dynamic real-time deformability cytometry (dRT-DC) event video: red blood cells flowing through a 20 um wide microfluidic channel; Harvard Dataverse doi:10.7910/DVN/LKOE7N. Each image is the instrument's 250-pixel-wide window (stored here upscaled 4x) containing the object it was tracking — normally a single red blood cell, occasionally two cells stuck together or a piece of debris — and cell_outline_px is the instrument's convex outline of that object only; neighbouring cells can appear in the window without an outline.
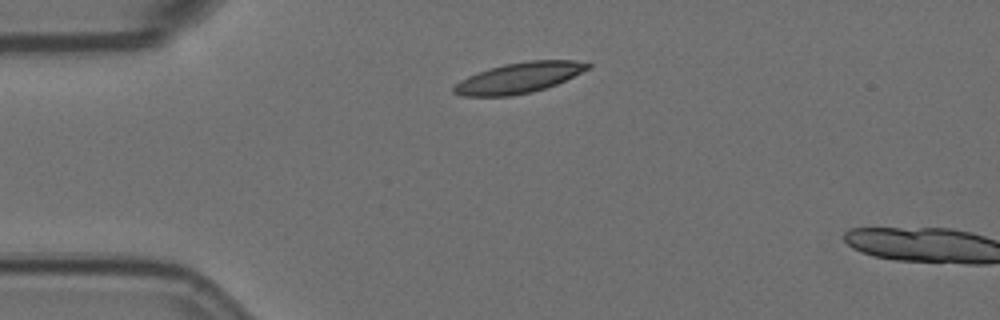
{"species": "Egyptian fruit bat (a non-hibernating species)", "species_latin": "Rousettus aegyptiacus", "temperature_condition": "room temperature", "stored_images_in_passage": 2, "camera_frame_rate_fps": 3000, "um_per_image_px": 0.085, "animal": {"sex": "female"}, "frame": {"image": 1, "passage_image": 1, "time_ms": 0.0, "image_size_px": [1000, 320], "cell_outline_px": [[592, 68], [556, 84], [532, 92], [512, 96], [460, 96], [452, 92], [452, 88], [460, 80], [468, 76], [488, 68], [504, 64], [528, 60], [576, 60], [592, 64]], "centroid_in_image_um": [44.12, 6.61], "position_along_channel_um": 40.9, "area_um2": 23.99}}